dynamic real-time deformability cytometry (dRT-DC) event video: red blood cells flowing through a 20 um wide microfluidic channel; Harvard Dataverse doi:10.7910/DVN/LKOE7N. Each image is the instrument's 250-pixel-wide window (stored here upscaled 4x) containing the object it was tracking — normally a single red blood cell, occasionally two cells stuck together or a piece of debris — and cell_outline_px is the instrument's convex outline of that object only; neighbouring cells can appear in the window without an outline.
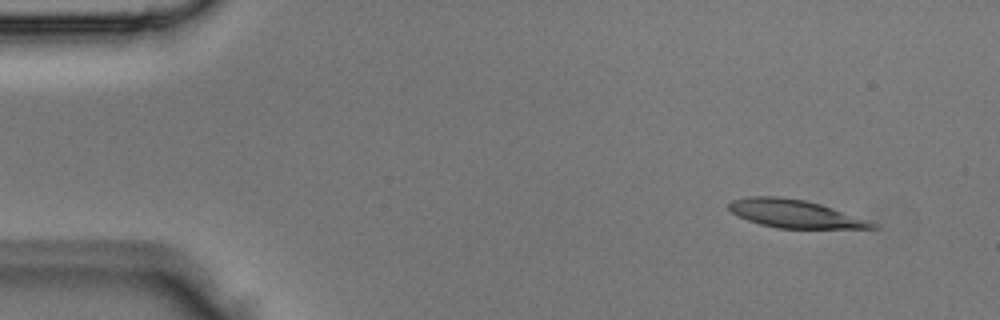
{"species": "Egyptian fruit bat (a non-hibernating species)", "species_latin": "Rousettus aegyptiacus", "temperature_condition": "room temperature", "stored_images_in_passage": 4, "camera_frame_rate_fps": 3000, "um_per_image_px": 0.085, "animal": {"sex": "male"}, "frame": {"image": 1, "passage_image": 2, "time_ms": 0.333, "image_size_px": [1000, 320], "cell_outline_px": [[880, 228], [780, 228], [760, 224], [748, 220], [732, 212], [728, 208], [728, 204], [732, 200], [748, 196], [780, 196], [804, 200], [820, 204], [880, 224]], "centroid_in_image_um": [67.56, 18.16], "position_along_channel_um": 17.4, "area_um2": 23.18}}